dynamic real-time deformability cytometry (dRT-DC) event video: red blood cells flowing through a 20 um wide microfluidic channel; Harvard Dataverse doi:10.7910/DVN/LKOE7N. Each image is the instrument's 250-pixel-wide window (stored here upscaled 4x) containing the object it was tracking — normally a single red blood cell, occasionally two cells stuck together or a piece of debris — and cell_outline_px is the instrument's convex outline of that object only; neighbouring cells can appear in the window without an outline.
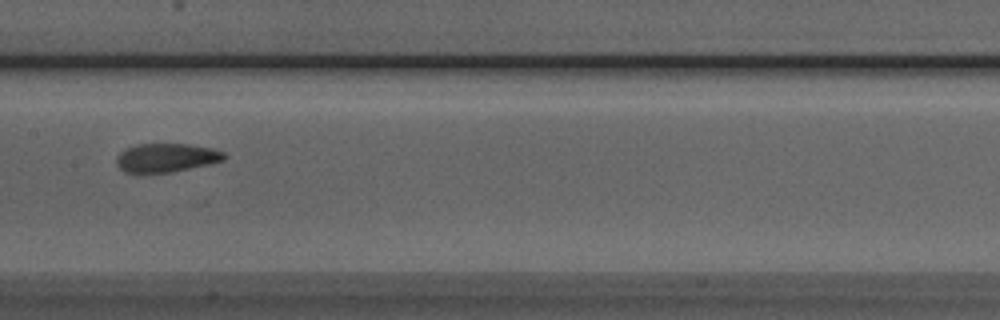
{"species": "Egyptian fruit bat (a non-hibernating species)", "species_latin": "Rousettus aegyptiacus", "temperature_condition": "room temperature", "stored_images_in_passage": 4, "camera_frame_rate_fps": 3000, "um_per_image_px": 0.085, "animal": {"sex": "male"}, "frame": {"image": 1, "passage_image": 4, "time_ms": 3.333, "image_size_px": [1000, 320], "cell_outline_px": [[228, 156], [224, 160], [208, 164], [172, 172], [124, 172], [116, 164], [116, 156], [124, 148], [136, 144], [188, 144], [212, 148], [224, 152]], "centroid_in_image_um": [14.12, 13.39], "position_along_channel_um": 193.3, "area_um2": 18.03}}